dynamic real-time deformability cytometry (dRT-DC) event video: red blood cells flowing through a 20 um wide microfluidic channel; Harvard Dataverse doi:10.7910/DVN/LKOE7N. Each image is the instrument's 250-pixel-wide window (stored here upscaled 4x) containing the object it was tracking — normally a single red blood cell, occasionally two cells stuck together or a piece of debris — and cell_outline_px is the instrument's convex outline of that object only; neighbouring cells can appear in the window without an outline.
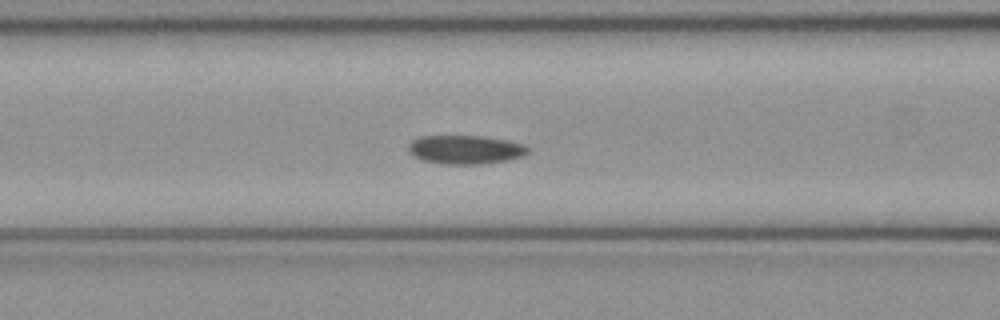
{"species": "common noctule bat (a hibernating species)", "species_latin": "Nyctalus noctula", "temperature_condition": "cold", "stored_images_in_passage": 41, "camera_frame_rate_fps": 3000, "um_per_image_px": 0.085, "animal": {"sex": "female", "body_mass_g": 21.9}, "frame": {"image": 1, "passage_image": 11, "time_ms": 3.333, "image_size_px": [1000, 320], "cell_outline_px": [[528, 152], [524, 156], [508, 160], [480, 164], [440, 164], [420, 160], [408, 152], [408, 144], [412, 140], [420, 136], [480, 136], [504, 140], [524, 144], [528, 148]], "centroid_in_image_um": [39.51, 12.73], "position_along_channel_um": 127.1, "area_um2": 20.11}}
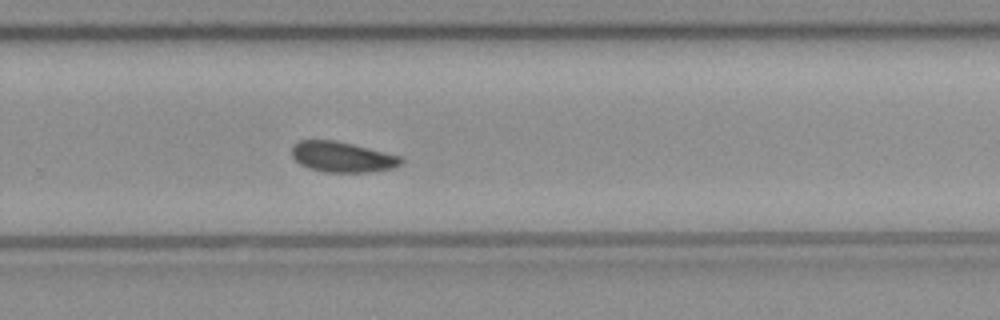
{"frame": {"image": 2, "passage_image": 24, "time_ms": 7.667, "image_size_px": [1000, 320], "cell_outline_px": [[404, 164], [396, 168], [368, 172], [324, 172], [308, 168], [300, 164], [292, 156], [292, 144], [300, 140], [336, 140], [400, 156], [404, 160]], "centroid_in_image_um": [29.1, 13.35], "position_along_channel_um": 300.7, "area_um2": 19.54}}
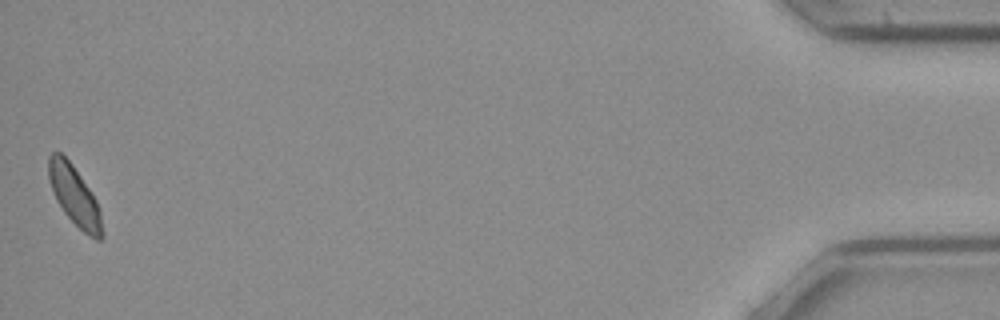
{"frame": {"image": 3, "passage_image": 41, "time_ms": 13.333, "image_size_px": [1000, 320], "cell_outline_px": [[104, 236], [100, 240], [96, 240], [88, 236], [64, 212], [56, 200], [48, 176], [48, 156], [52, 152], [60, 152], [72, 164], [96, 200], [100, 212], [104, 232]], "centroid_in_image_um": [6.34, 16.66], "position_along_channel_um": 428.9, "area_um2": 18.32}, "authors_computed_cell_mechanics": {"area_um2": 19.7676, "velocity_mm_per_s": 4.0232, "shape_relaxation_time_tau1_ms": 2.1565, "shape_relaxation_time_tau2_ms": null, "deformation_change_tau1": 0.0777, "deformation_change_tau2": null}}